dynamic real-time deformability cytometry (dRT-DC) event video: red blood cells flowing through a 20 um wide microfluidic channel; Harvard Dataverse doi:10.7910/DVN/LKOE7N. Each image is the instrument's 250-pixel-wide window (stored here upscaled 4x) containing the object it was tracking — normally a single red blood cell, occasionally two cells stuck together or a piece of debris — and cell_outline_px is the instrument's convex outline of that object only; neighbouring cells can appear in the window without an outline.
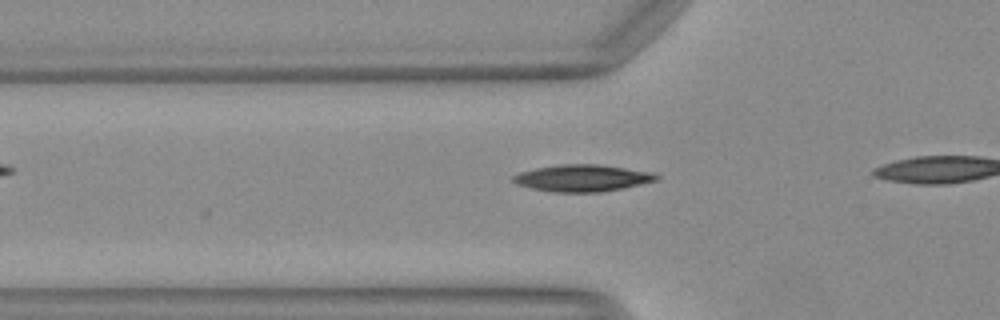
{"species": "Egyptian fruit bat (a non-hibernating species)", "species_latin": "Rousettus aegyptiacus", "temperature_condition": "warm", "stored_images_in_passage": 6, "camera_frame_rate_fps": 3000, "um_per_image_px": 0.085, "animal": {"sex": "female"}, "frame": {"image": 1, "passage_image": 6, "time_ms": 1.667, "image_size_px": [1000, 320], "cell_outline_px": [[660, 176], [656, 180], [640, 184], [600, 192], [552, 192], [532, 188], [516, 184], [512, 180], [512, 176], [520, 172], [536, 168], [560, 164], [596, 164], [652, 172]], "centroid_in_image_um": [49.46, 15.13], "position_along_channel_um": 76.3, "area_um2": 22.14}}